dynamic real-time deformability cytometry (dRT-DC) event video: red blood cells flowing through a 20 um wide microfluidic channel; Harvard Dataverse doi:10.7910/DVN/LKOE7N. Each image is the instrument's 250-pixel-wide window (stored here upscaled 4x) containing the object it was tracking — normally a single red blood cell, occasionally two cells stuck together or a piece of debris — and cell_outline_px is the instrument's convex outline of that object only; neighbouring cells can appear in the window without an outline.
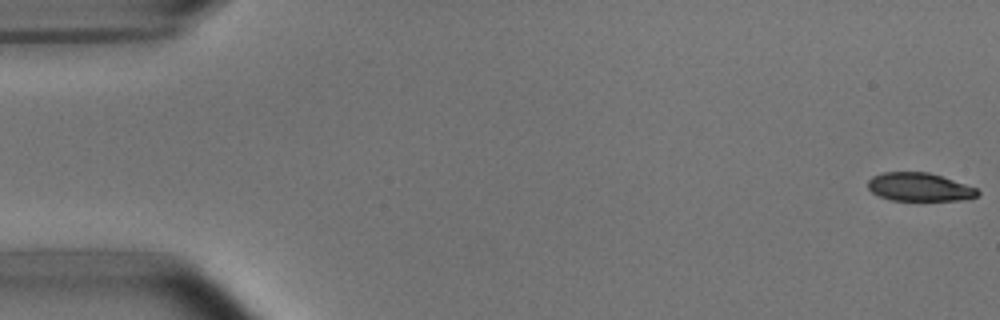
{"species": "common noctule bat (a hibernating species)", "species_latin": "Nyctalus noctula", "temperature_condition": "room temperature", "stored_images_in_passage": 53, "camera_frame_rate_fps": 3000, "um_per_image_px": 0.085, "animal": {"sex": "male", "body_mass_g": 15.6}, "frame": {"image": 1, "passage_image": 1, "time_ms": 0.0, "image_size_px": [1000, 320], "cell_outline_px": [[980, 192], [976, 196], [964, 200], [892, 200], [880, 196], [872, 192], [868, 188], [868, 180], [872, 176], [884, 172], [928, 172], [976, 188]], "centroid_in_image_um": [78.12, 15.9], "position_along_channel_um": 6.9, "area_um2": 17.86}}
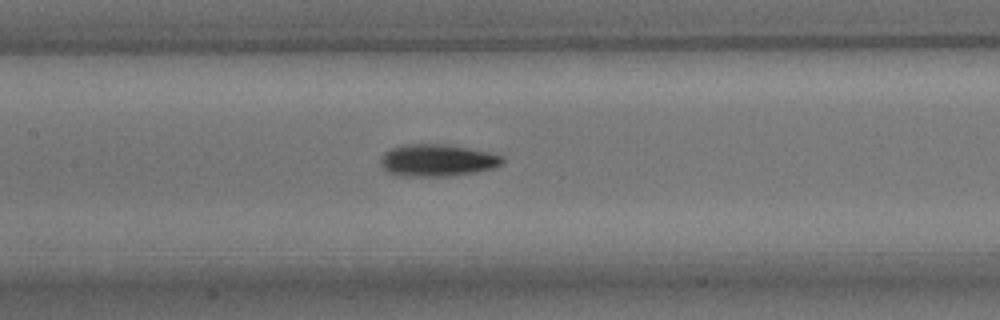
{"frame": {"image": 2, "passage_image": 25, "time_ms": 8.0, "image_size_px": [1000, 320], "cell_outline_px": [[504, 160], [500, 164], [492, 168], [472, 172], [444, 176], [396, 176], [388, 172], [380, 164], [380, 160], [384, 152], [392, 148], [408, 144], [440, 144], [468, 148], [488, 152], [504, 156]], "centroid_in_image_um": [37.12, 13.63], "position_along_channel_um": 170.3, "area_um2": 22.48}}
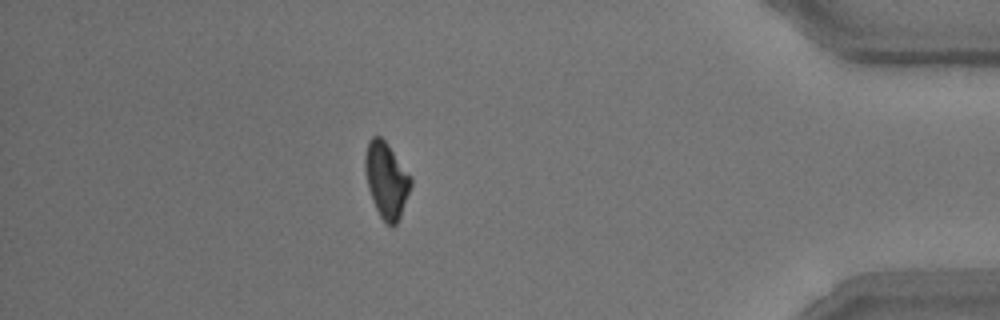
{"frame": {"image": 3, "passage_image": 47, "time_ms": 15.333, "image_size_px": [1000, 320], "cell_outline_px": [[412, 184], [400, 216], [396, 224], [392, 228], [380, 216], [372, 200], [368, 188], [364, 168], [364, 156], [368, 140], [372, 136], [380, 136], [388, 144], [412, 176]], "centroid_in_image_um": [32.84, 15.27], "position_along_channel_um": 402.4, "area_um2": 20.29}, "authors_computed_cell_mechanics": {"area_um2": 20.4034, "velocity_mm_per_s": 3.7565, "shape_relaxation_time_tau1_ms": 4.2554, "shape_relaxation_time_tau2_ms": 4.0155, "deformation_change_tau1": 0.1277, "deformation_change_tau2": 0.0981}}